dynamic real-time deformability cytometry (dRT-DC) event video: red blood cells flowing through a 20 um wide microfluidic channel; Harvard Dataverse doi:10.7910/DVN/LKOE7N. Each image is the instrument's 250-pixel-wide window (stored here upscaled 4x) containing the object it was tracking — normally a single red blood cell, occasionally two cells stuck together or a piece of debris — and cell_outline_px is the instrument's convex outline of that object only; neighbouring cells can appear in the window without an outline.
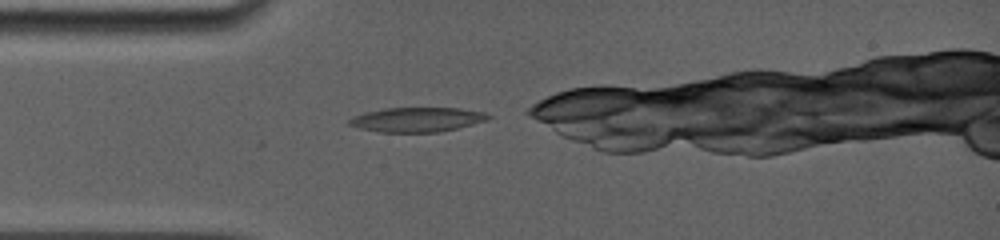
{"species": "common noctule bat (a hibernating species)", "species_latin": "Nyctalus noctula", "temperature_condition": "room temperature", "stored_images_in_passage": 33, "camera_frame_rate_fps": 5000, "um_per_image_px": 0.085, "animal": {"sex": "female", "body_mass_g": 19.0, "forearm_length_mm": 56.7}, "frame": {"image": 1, "passage_image": 1, "time_ms": 0.0, "image_size_px": [1000, 240], "cell_outline_px": [[492, 116], [488, 120], [440, 132], [380, 132], [360, 128], [348, 124], [348, 120], [352, 116], [364, 112], [384, 108], [460, 108], [488, 112]], "centroid_in_image_um": [35.47, 10.15], "position_along_channel_um": 49.5, "area_um2": 20.0}}
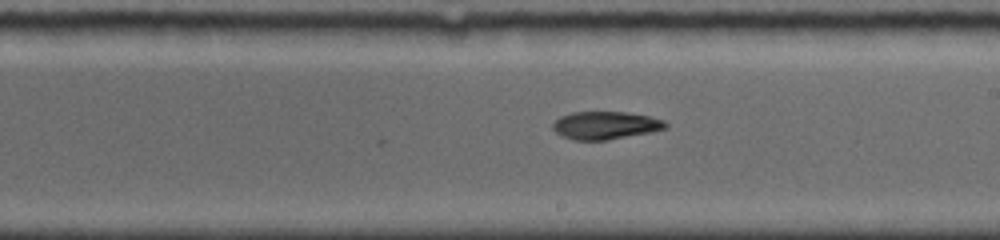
{"frame": {"image": 2, "passage_image": 14, "time_ms": 5.0, "image_size_px": [1000, 240], "cell_outline_px": [[668, 128], [648, 132], [604, 140], [576, 140], [564, 136], [556, 132], [552, 128], [552, 124], [560, 116], [572, 112], [628, 112], [648, 116], [664, 120], [668, 124]], "centroid_in_image_um": [51.46, 10.64], "position_along_channel_um": 237.5, "area_um2": 18.03}}
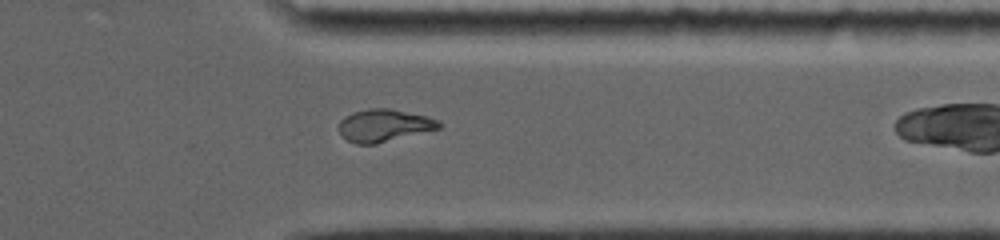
{"frame": {"image": 3, "passage_image": 24, "time_ms": 8.6, "image_size_px": [1000, 240], "cell_outline_px": [[440, 128], [376, 144], [356, 144], [348, 140], [340, 132], [340, 120], [344, 116], [352, 112], [368, 108], [392, 108], [440, 120]], "centroid_in_image_um": [32.63, 10.65], "position_along_channel_um": 378.8, "area_um2": 18.79}, "authors_computed_cell_mechanics": {"area_um2": 18.9006, "velocity_mm_per_s": 3.8945, "shape_relaxation_time_tau1_ms": null, "shape_relaxation_time_tau2_ms": 5.2578, "deformation_change_tau1": null, "deformation_change_tau2": 0.0992}}